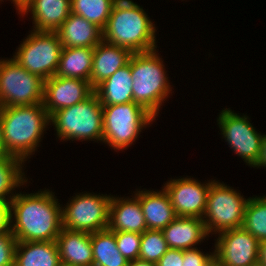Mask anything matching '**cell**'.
Wrapping results in <instances>:
<instances>
[{"label": "cell", "mask_w": 266, "mask_h": 266, "mask_svg": "<svg viewBox=\"0 0 266 266\" xmlns=\"http://www.w3.org/2000/svg\"><path fill=\"white\" fill-rule=\"evenodd\" d=\"M50 190L15 192L9 202L10 230L17 242L56 241L62 226V206Z\"/></svg>", "instance_id": "1"}, {"label": "cell", "mask_w": 266, "mask_h": 266, "mask_svg": "<svg viewBox=\"0 0 266 266\" xmlns=\"http://www.w3.org/2000/svg\"><path fill=\"white\" fill-rule=\"evenodd\" d=\"M5 155H13L24 162L35 154L44 132L50 125V116L43 103L0 107Z\"/></svg>", "instance_id": "2"}, {"label": "cell", "mask_w": 266, "mask_h": 266, "mask_svg": "<svg viewBox=\"0 0 266 266\" xmlns=\"http://www.w3.org/2000/svg\"><path fill=\"white\" fill-rule=\"evenodd\" d=\"M156 28L136 2L117 0L103 29V40L132 53L149 52L157 49Z\"/></svg>", "instance_id": "3"}, {"label": "cell", "mask_w": 266, "mask_h": 266, "mask_svg": "<svg viewBox=\"0 0 266 266\" xmlns=\"http://www.w3.org/2000/svg\"><path fill=\"white\" fill-rule=\"evenodd\" d=\"M162 59L157 49L133 53L130 58L133 102L143 106L155 118L161 105L172 94Z\"/></svg>", "instance_id": "4"}, {"label": "cell", "mask_w": 266, "mask_h": 266, "mask_svg": "<svg viewBox=\"0 0 266 266\" xmlns=\"http://www.w3.org/2000/svg\"><path fill=\"white\" fill-rule=\"evenodd\" d=\"M50 125L59 140L102 142L103 111L98 96L93 92L84 101L52 113Z\"/></svg>", "instance_id": "5"}, {"label": "cell", "mask_w": 266, "mask_h": 266, "mask_svg": "<svg viewBox=\"0 0 266 266\" xmlns=\"http://www.w3.org/2000/svg\"><path fill=\"white\" fill-rule=\"evenodd\" d=\"M102 111V142L115 151L134 145L133 142L138 140L142 130L156 120L150 112L135 102L102 106Z\"/></svg>", "instance_id": "6"}, {"label": "cell", "mask_w": 266, "mask_h": 266, "mask_svg": "<svg viewBox=\"0 0 266 266\" xmlns=\"http://www.w3.org/2000/svg\"><path fill=\"white\" fill-rule=\"evenodd\" d=\"M249 198L219 180H213L207 195L206 209L202 218L207 233L242 227L245 207Z\"/></svg>", "instance_id": "7"}, {"label": "cell", "mask_w": 266, "mask_h": 266, "mask_svg": "<svg viewBox=\"0 0 266 266\" xmlns=\"http://www.w3.org/2000/svg\"><path fill=\"white\" fill-rule=\"evenodd\" d=\"M13 55L24 69L44 81L56 75L62 43L57 32L32 30Z\"/></svg>", "instance_id": "8"}, {"label": "cell", "mask_w": 266, "mask_h": 266, "mask_svg": "<svg viewBox=\"0 0 266 266\" xmlns=\"http://www.w3.org/2000/svg\"><path fill=\"white\" fill-rule=\"evenodd\" d=\"M44 80L17 61L0 59V107L43 103Z\"/></svg>", "instance_id": "9"}, {"label": "cell", "mask_w": 266, "mask_h": 266, "mask_svg": "<svg viewBox=\"0 0 266 266\" xmlns=\"http://www.w3.org/2000/svg\"><path fill=\"white\" fill-rule=\"evenodd\" d=\"M112 195L82 192L62 207V226L71 231L97 232L107 229Z\"/></svg>", "instance_id": "10"}, {"label": "cell", "mask_w": 266, "mask_h": 266, "mask_svg": "<svg viewBox=\"0 0 266 266\" xmlns=\"http://www.w3.org/2000/svg\"><path fill=\"white\" fill-rule=\"evenodd\" d=\"M217 122L227 145H230L237 156L244 159L246 165L254 168L260 155L263 135L250 123L249 116H240L230 108H224L219 113Z\"/></svg>", "instance_id": "11"}, {"label": "cell", "mask_w": 266, "mask_h": 266, "mask_svg": "<svg viewBox=\"0 0 266 266\" xmlns=\"http://www.w3.org/2000/svg\"><path fill=\"white\" fill-rule=\"evenodd\" d=\"M218 235L213 252L220 266H251L258 262L259 240L243 227Z\"/></svg>", "instance_id": "12"}, {"label": "cell", "mask_w": 266, "mask_h": 266, "mask_svg": "<svg viewBox=\"0 0 266 266\" xmlns=\"http://www.w3.org/2000/svg\"><path fill=\"white\" fill-rule=\"evenodd\" d=\"M213 180L201 183L190 177L170 179L164 184L177 216L203 218Z\"/></svg>", "instance_id": "13"}, {"label": "cell", "mask_w": 266, "mask_h": 266, "mask_svg": "<svg viewBox=\"0 0 266 266\" xmlns=\"http://www.w3.org/2000/svg\"><path fill=\"white\" fill-rule=\"evenodd\" d=\"M94 92L89 81L52 76L44 81L43 105L48 115L87 99Z\"/></svg>", "instance_id": "14"}, {"label": "cell", "mask_w": 266, "mask_h": 266, "mask_svg": "<svg viewBox=\"0 0 266 266\" xmlns=\"http://www.w3.org/2000/svg\"><path fill=\"white\" fill-rule=\"evenodd\" d=\"M18 14H32L33 30L56 32L71 13V0H25Z\"/></svg>", "instance_id": "15"}, {"label": "cell", "mask_w": 266, "mask_h": 266, "mask_svg": "<svg viewBox=\"0 0 266 266\" xmlns=\"http://www.w3.org/2000/svg\"><path fill=\"white\" fill-rule=\"evenodd\" d=\"M109 230L115 232L144 233L147 230L139 198L112 196L109 207Z\"/></svg>", "instance_id": "16"}, {"label": "cell", "mask_w": 266, "mask_h": 266, "mask_svg": "<svg viewBox=\"0 0 266 266\" xmlns=\"http://www.w3.org/2000/svg\"><path fill=\"white\" fill-rule=\"evenodd\" d=\"M56 242L62 266H93L91 233L62 228Z\"/></svg>", "instance_id": "17"}, {"label": "cell", "mask_w": 266, "mask_h": 266, "mask_svg": "<svg viewBox=\"0 0 266 266\" xmlns=\"http://www.w3.org/2000/svg\"><path fill=\"white\" fill-rule=\"evenodd\" d=\"M162 232L170 249L196 248L197 244L209 237L202 218L177 216Z\"/></svg>", "instance_id": "18"}, {"label": "cell", "mask_w": 266, "mask_h": 266, "mask_svg": "<svg viewBox=\"0 0 266 266\" xmlns=\"http://www.w3.org/2000/svg\"><path fill=\"white\" fill-rule=\"evenodd\" d=\"M134 194L140 200L147 229L162 230L177 217L164 187L160 191L137 189Z\"/></svg>", "instance_id": "19"}, {"label": "cell", "mask_w": 266, "mask_h": 266, "mask_svg": "<svg viewBox=\"0 0 266 266\" xmlns=\"http://www.w3.org/2000/svg\"><path fill=\"white\" fill-rule=\"evenodd\" d=\"M132 52L126 48L102 40L94 47L90 84L95 88L103 80L127 65Z\"/></svg>", "instance_id": "20"}, {"label": "cell", "mask_w": 266, "mask_h": 266, "mask_svg": "<svg viewBox=\"0 0 266 266\" xmlns=\"http://www.w3.org/2000/svg\"><path fill=\"white\" fill-rule=\"evenodd\" d=\"M56 32L62 48L95 47L103 40L101 28L73 13H70Z\"/></svg>", "instance_id": "21"}, {"label": "cell", "mask_w": 266, "mask_h": 266, "mask_svg": "<svg viewBox=\"0 0 266 266\" xmlns=\"http://www.w3.org/2000/svg\"><path fill=\"white\" fill-rule=\"evenodd\" d=\"M133 80L129 63L99 83L94 92L102 106L133 102Z\"/></svg>", "instance_id": "22"}, {"label": "cell", "mask_w": 266, "mask_h": 266, "mask_svg": "<svg viewBox=\"0 0 266 266\" xmlns=\"http://www.w3.org/2000/svg\"><path fill=\"white\" fill-rule=\"evenodd\" d=\"M14 266H62L57 242H17Z\"/></svg>", "instance_id": "23"}, {"label": "cell", "mask_w": 266, "mask_h": 266, "mask_svg": "<svg viewBox=\"0 0 266 266\" xmlns=\"http://www.w3.org/2000/svg\"><path fill=\"white\" fill-rule=\"evenodd\" d=\"M94 47L62 48L57 77H67L90 82Z\"/></svg>", "instance_id": "24"}, {"label": "cell", "mask_w": 266, "mask_h": 266, "mask_svg": "<svg viewBox=\"0 0 266 266\" xmlns=\"http://www.w3.org/2000/svg\"><path fill=\"white\" fill-rule=\"evenodd\" d=\"M93 266H128L129 261L118 250L115 231L104 229L91 233Z\"/></svg>", "instance_id": "25"}, {"label": "cell", "mask_w": 266, "mask_h": 266, "mask_svg": "<svg viewBox=\"0 0 266 266\" xmlns=\"http://www.w3.org/2000/svg\"><path fill=\"white\" fill-rule=\"evenodd\" d=\"M24 163L13 155H0V202L9 203L15 195L13 191L27 184Z\"/></svg>", "instance_id": "26"}, {"label": "cell", "mask_w": 266, "mask_h": 266, "mask_svg": "<svg viewBox=\"0 0 266 266\" xmlns=\"http://www.w3.org/2000/svg\"><path fill=\"white\" fill-rule=\"evenodd\" d=\"M117 0H71V13L105 28L112 8Z\"/></svg>", "instance_id": "27"}, {"label": "cell", "mask_w": 266, "mask_h": 266, "mask_svg": "<svg viewBox=\"0 0 266 266\" xmlns=\"http://www.w3.org/2000/svg\"><path fill=\"white\" fill-rule=\"evenodd\" d=\"M242 227L259 242L266 240V196L249 197Z\"/></svg>", "instance_id": "28"}, {"label": "cell", "mask_w": 266, "mask_h": 266, "mask_svg": "<svg viewBox=\"0 0 266 266\" xmlns=\"http://www.w3.org/2000/svg\"><path fill=\"white\" fill-rule=\"evenodd\" d=\"M168 249L162 230L147 229L142 233L138 258L156 264Z\"/></svg>", "instance_id": "29"}, {"label": "cell", "mask_w": 266, "mask_h": 266, "mask_svg": "<svg viewBox=\"0 0 266 266\" xmlns=\"http://www.w3.org/2000/svg\"><path fill=\"white\" fill-rule=\"evenodd\" d=\"M142 234L136 232H115L118 250L128 260L138 259Z\"/></svg>", "instance_id": "30"}, {"label": "cell", "mask_w": 266, "mask_h": 266, "mask_svg": "<svg viewBox=\"0 0 266 266\" xmlns=\"http://www.w3.org/2000/svg\"><path fill=\"white\" fill-rule=\"evenodd\" d=\"M16 243L11 232L0 233V266H14Z\"/></svg>", "instance_id": "31"}, {"label": "cell", "mask_w": 266, "mask_h": 266, "mask_svg": "<svg viewBox=\"0 0 266 266\" xmlns=\"http://www.w3.org/2000/svg\"><path fill=\"white\" fill-rule=\"evenodd\" d=\"M202 252L197 247L184 250L182 266H202L214 254Z\"/></svg>", "instance_id": "32"}, {"label": "cell", "mask_w": 266, "mask_h": 266, "mask_svg": "<svg viewBox=\"0 0 266 266\" xmlns=\"http://www.w3.org/2000/svg\"><path fill=\"white\" fill-rule=\"evenodd\" d=\"M184 250L168 249L156 263L157 266H182Z\"/></svg>", "instance_id": "33"}, {"label": "cell", "mask_w": 266, "mask_h": 266, "mask_svg": "<svg viewBox=\"0 0 266 266\" xmlns=\"http://www.w3.org/2000/svg\"><path fill=\"white\" fill-rule=\"evenodd\" d=\"M11 232L10 230V205L0 202V233Z\"/></svg>", "instance_id": "34"}, {"label": "cell", "mask_w": 266, "mask_h": 266, "mask_svg": "<svg viewBox=\"0 0 266 266\" xmlns=\"http://www.w3.org/2000/svg\"><path fill=\"white\" fill-rule=\"evenodd\" d=\"M260 168V167H266V135L263 134L262 140H261V149H260V155L257 161V164L254 166V168Z\"/></svg>", "instance_id": "35"}, {"label": "cell", "mask_w": 266, "mask_h": 266, "mask_svg": "<svg viewBox=\"0 0 266 266\" xmlns=\"http://www.w3.org/2000/svg\"><path fill=\"white\" fill-rule=\"evenodd\" d=\"M258 263L266 266V240L259 242Z\"/></svg>", "instance_id": "36"}, {"label": "cell", "mask_w": 266, "mask_h": 266, "mask_svg": "<svg viewBox=\"0 0 266 266\" xmlns=\"http://www.w3.org/2000/svg\"><path fill=\"white\" fill-rule=\"evenodd\" d=\"M128 266H157V265L155 263L141 260L138 258V259L129 261Z\"/></svg>", "instance_id": "37"}, {"label": "cell", "mask_w": 266, "mask_h": 266, "mask_svg": "<svg viewBox=\"0 0 266 266\" xmlns=\"http://www.w3.org/2000/svg\"><path fill=\"white\" fill-rule=\"evenodd\" d=\"M0 155H5V143L3 138V127L0 118Z\"/></svg>", "instance_id": "38"}, {"label": "cell", "mask_w": 266, "mask_h": 266, "mask_svg": "<svg viewBox=\"0 0 266 266\" xmlns=\"http://www.w3.org/2000/svg\"><path fill=\"white\" fill-rule=\"evenodd\" d=\"M202 266H220L216 256L213 254Z\"/></svg>", "instance_id": "39"}, {"label": "cell", "mask_w": 266, "mask_h": 266, "mask_svg": "<svg viewBox=\"0 0 266 266\" xmlns=\"http://www.w3.org/2000/svg\"><path fill=\"white\" fill-rule=\"evenodd\" d=\"M14 6H16V10L21 3H23L25 0H11Z\"/></svg>", "instance_id": "40"}, {"label": "cell", "mask_w": 266, "mask_h": 266, "mask_svg": "<svg viewBox=\"0 0 266 266\" xmlns=\"http://www.w3.org/2000/svg\"><path fill=\"white\" fill-rule=\"evenodd\" d=\"M251 266H264V265H262V264H260V263H255V264H253V265H251Z\"/></svg>", "instance_id": "41"}]
</instances>
